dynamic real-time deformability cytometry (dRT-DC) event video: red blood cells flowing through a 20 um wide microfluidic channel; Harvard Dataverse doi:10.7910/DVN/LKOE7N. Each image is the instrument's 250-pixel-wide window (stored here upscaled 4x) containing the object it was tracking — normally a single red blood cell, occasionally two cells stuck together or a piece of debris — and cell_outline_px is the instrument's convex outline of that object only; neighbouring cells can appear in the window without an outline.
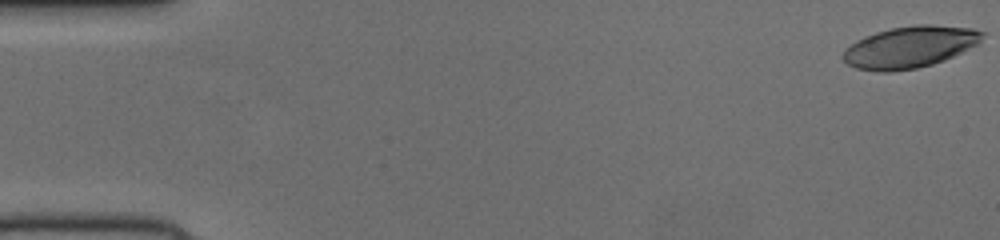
{"species": "human", "species_latin": "Homo sapiens", "temperature_condition": "cold", "stored_images_in_passage": 52, "camera_frame_rate_fps": 3000, "um_per_image_px": 0.085, "donor": {"sex": "female"}, "frame": {"image": 1, "passage_image": 1, "time_ms": 0.0, "image_size_px": [1000, 240], "cell_outline_px": [[984, 32], [980, 40], [976, 44], [944, 60], [932, 64], [916, 68], [884, 72], [856, 68], [848, 64], [844, 60], [844, 52], [852, 44], [864, 36], [876, 32], [892, 28], [916, 24], [932, 24], [972, 28]], "centroid_in_image_um": [77.34, 3.98], "position_along_channel_um": 7.7, "area_um2": 33.18}}
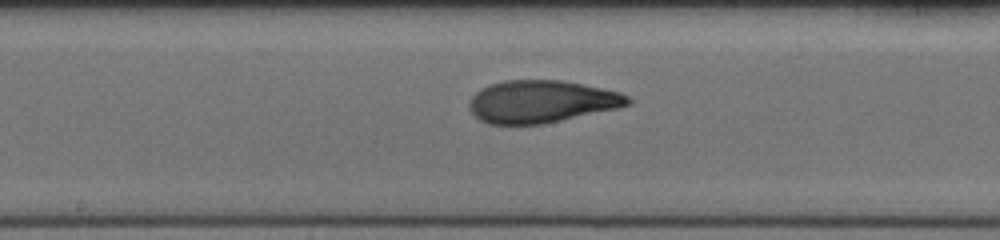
{"frame": {"image": 2, "passage_image": 28, "time_ms": 9.0, "image_size_px": [1000, 240], "cell_outline_px": [[632, 104], [616, 108], [540, 124], [488, 124], [480, 120], [472, 112], [468, 104], [472, 96], [480, 88], [488, 84], [504, 80], [560, 80], [620, 92], [628, 96], [632, 100]], "centroid_in_image_um": [45.98, 8.62], "position_along_channel_um": 202.2, "area_um2": 38.84}}
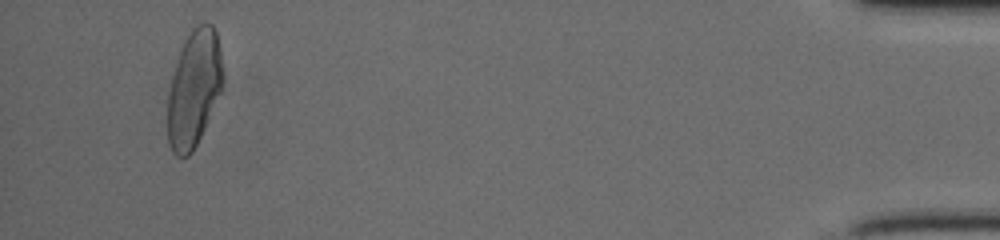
{"frame": {"image": 3, "passage_image": 50, "time_ms": 16.333, "image_size_px": [1000, 240], "cell_outline_px": [[224, 80], [220, 92], [204, 128], [192, 152], [188, 156], [176, 156], [172, 152], [168, 144], [168, 96], [176, 64], [184, 40], [192, 28], [196, 24], [212, 24], [216, 32], [220, 52], [224, 76]], "centroid_in_image_um": [16.49, 7.53], "position_along_channel_um": 418.7, "area_um2": 37.05}}